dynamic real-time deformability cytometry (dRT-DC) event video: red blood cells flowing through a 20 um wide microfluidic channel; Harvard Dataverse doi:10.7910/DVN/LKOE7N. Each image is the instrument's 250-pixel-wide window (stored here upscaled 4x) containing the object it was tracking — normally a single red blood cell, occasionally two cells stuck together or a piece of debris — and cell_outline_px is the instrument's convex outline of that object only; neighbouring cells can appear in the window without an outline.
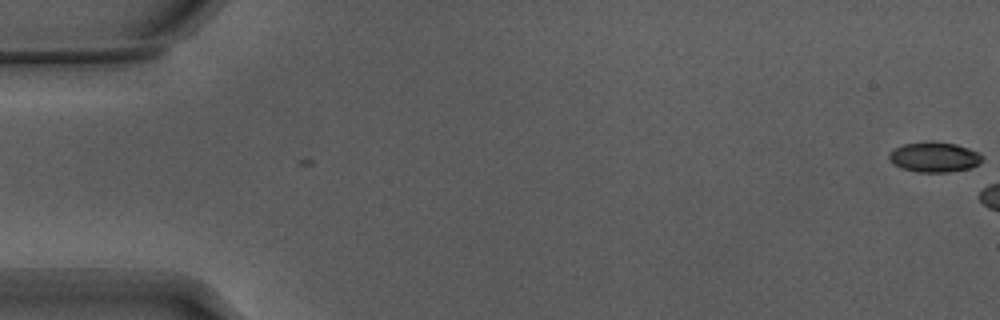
{"species": "Egyptian fruit bat (a non-hibernating species)", "species_latin": "Rousettus aegyptiacus", "temperature_condition": "warm", "stored_images_in_passage": 4, "camera_frame_rate_fps": 3000, "um_per_image_px": 0.085, "animal": {"sex": "male"}, "frame": {"image": 1, "passage_image": 4, "time_ms": 1.0, "image_size_px": [1000, 320], "cell_outline_px": [[984, 156], [972, 168], [948, 172], [916, 172], [900, 168], [892, 164], [888, 156], [888, 152], [904, 144], [928, 140], [932, 140], [956, 144], [968, 148]], "centroid_in_image_um": [79.36, 13.34], "position_along_channel_um": 5.6, "area_um2": 16.53}}